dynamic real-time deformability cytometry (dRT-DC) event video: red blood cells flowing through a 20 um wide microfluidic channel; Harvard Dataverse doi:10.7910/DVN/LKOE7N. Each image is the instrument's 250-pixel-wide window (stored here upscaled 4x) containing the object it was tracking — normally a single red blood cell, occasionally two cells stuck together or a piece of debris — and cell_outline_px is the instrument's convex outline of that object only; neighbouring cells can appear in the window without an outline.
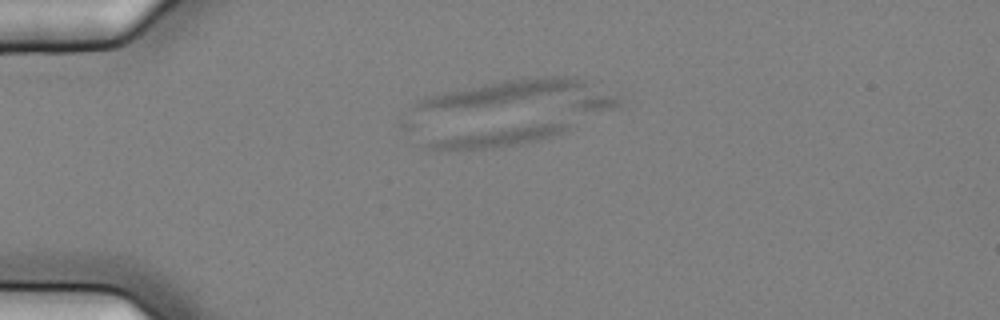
{"species": "common noctule bat (a hibernating species)", "species_latin": "Nyctalus noctula", "temperature_condition": "cold", "stored_images_in_passage": 13, "camera_frame_rate_fps": 3000, "um_per_image_px": 0.085, "animal": {"sex": "female", "body_mass_g": 25.1}, "frame": {"image": 1, "passage_image": 13, "time_ms": 4.0, "image_size_px": [1000, 320], "cell_outline_px": [[568, 128], [564, 132], [536, 140], [520, 144], [492, 148], [444, 152], [424, 148], [416, 144], [416, 140], [536, 124], [568, 124]], "centroid_in_image_um": [41.84, 11.73], "position_along_channel_um": 43.2, "area_um2": 16.24}}